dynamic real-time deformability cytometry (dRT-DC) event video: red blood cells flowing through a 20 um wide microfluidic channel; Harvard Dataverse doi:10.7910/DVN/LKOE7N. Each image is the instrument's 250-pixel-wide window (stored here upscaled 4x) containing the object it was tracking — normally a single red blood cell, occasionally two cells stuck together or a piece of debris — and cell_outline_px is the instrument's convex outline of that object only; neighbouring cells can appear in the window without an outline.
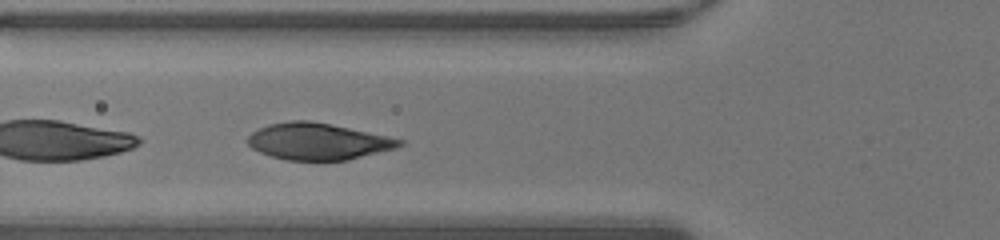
{"species": "human", "species_latin": "Homo sapiens", "temperature_condition": "warm", "stored_images_in_passage": 35, "segment_of_instrument_passage": [2, 2], "camera_frame_rate_fps": 3000, "um_per_image_px": 0.085, "donor": {"sex": "male"}, "frame": {"image": 1, "passage_image": 12, "time_ms": 3.667, "image_size_px": [1000, 240], "cell_outline_px": [[404, 144], [396, 148], [348, 160], [284, 160], [260, 152], [252, 148], [248, 144], [248, 136], [252, 132], [268, 124], [292, 120], [308, 120], [332, 124], [388, 136], [404, 140]], "centroid_in_image_um": [27.04, 12.02], "position_along_channel_um": 98.8, "area_um2": 32.37}}
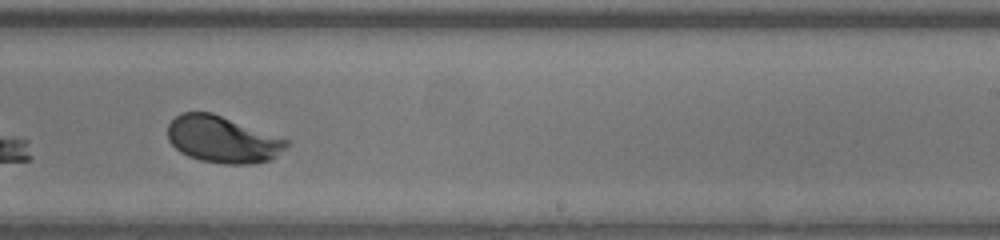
{"frame": {"image": 2, "passage_image": 24, "time_ms": 7.667, "image_size_px": [1000, 240], "cell_outline_px": [[292, 140], [272, 160], [248, 164], [224, 164], [200, 160], [188, 156], [180, 152], [168, 140], [168, 124], [180, 112], [212, 112]], "centroid_in_image_um": [18.94, 11.84], "position_along_channel_um": 270.1, "area_um2": 32.6}}
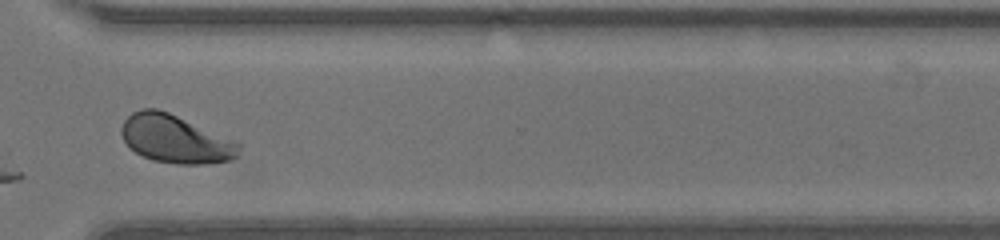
{"frame": {"image": 3, "passage_image": 30, "time_ms": 9.667, "image_size_px": [1000, 240], "cell_outline_px": [[240, 148], [236, 156], [232, 160], [208, 164], [176, 164], [156, 160], [144, 156], [136, 152], [124, 140], [120, 132], [120, 128], [124, 120], [132, 112], [144, 108], [156, 108], [168, 112], [240, 140]], "centroid_in_image_um": [14.98, 11.8], "position_along_channel_um": 355.6, "area_um2": 33.29}}